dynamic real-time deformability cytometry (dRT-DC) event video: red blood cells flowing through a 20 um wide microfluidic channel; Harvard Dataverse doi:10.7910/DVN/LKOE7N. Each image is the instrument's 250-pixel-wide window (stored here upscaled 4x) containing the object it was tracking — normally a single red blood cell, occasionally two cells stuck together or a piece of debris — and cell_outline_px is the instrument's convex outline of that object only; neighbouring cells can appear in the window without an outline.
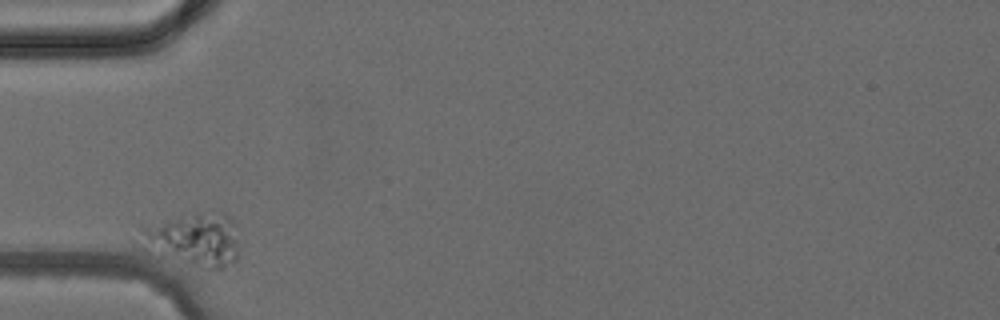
{"species": "common noctule bat (a hibernating species)", "species_latin": "Nyctalus noctula", "temperature_condition": "cold", "stored_images_in_passage": 5, "camera_frame_rate_fps": 3000, "um_per_image_px": 0.085, "animal": {"sex": "female", "body_mass_g": 24.6, "forearm_length_mm": 56.2}, "frame": {"image": 1, "passage_image": 1, "time_ms": 0.0, "image_size_px": [1000, 320], "cell_outline_px": [[236, 260], [224, 268], [212, 272], [208, 272], [176, 256], [152, 240], [140, 228], [180, 216], [200, 212], [224, 212], [228, 216], [232, 224], [236, 240]], "centroid_in_image_um": [16.81, 20.32], "position_along_channel_um": 68.2, "area_um2": 27.4}}
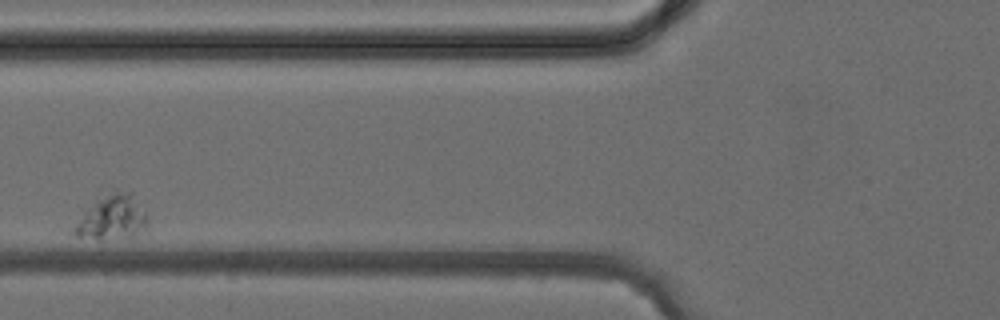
{"frame": {"image": 2, "passage_image": 2, "time_ms": 1.333, "image_size_px": [1000, 320], "cell_outline_px": [[148, 232], [132, 236], [100, 240], [76, 236], [72, 232], [72, 228], [88, 208], [96, 200], [116, 188], [132, 192], [144, 212], [148, 220]], "centroid_in_image_um": [9.57, 18.49], "position_along_channel_um": 116.2, "area_um2": 19.36}}
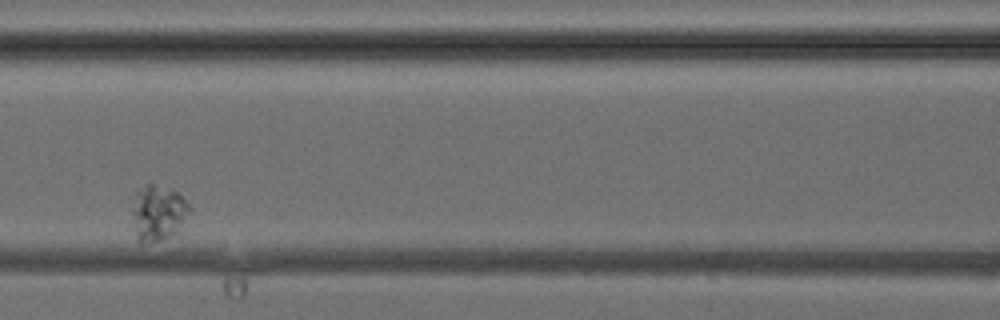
{"frame": {"image": 3, "passage_image": 3, "time_ms": 2.333, "image_size_px": [1000, 320], "cell_outline_px": [[192, 208], [176, 232], [160, 240], [144, 244], [140, 244], [136, 232], [132, 212], [132, 196], [136, 192], [148, 184], [152, 184], [176, 192]], "centroid_in_image_um": [13.4, 18.1], "position_along_channel_um": 153.2, "area_um2": 18.09}}